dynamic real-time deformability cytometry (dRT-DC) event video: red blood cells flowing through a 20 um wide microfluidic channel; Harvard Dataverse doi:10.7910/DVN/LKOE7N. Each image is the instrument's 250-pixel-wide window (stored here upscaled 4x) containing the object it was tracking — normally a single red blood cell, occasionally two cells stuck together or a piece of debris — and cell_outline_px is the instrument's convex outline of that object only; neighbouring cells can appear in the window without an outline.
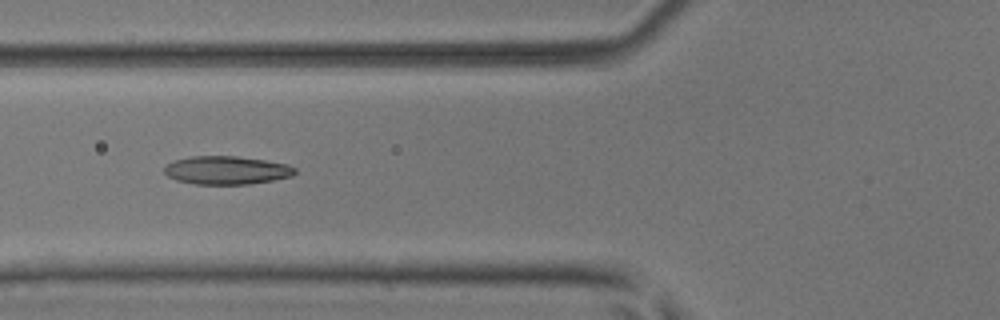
{"species": "common noctule bat (a hibernating species)", "species_latin": "Nyctalus noctula", "temperature_condition": "room temperature", "stored_images_in_passage": 5, "camera_frame_rate_fps": 3000, "um_per_image_px": 0.085, "animal": {"sex": "male", "body_mass_g": 17.9, "forearm_length_mm": 54.2}, "frame": {"image": 1, "passage_image": 5, "time_ms": 1.333, "image_size_px": [1000, 320], "cell_outline_px": [[296, 172], [292, 176], [252, 184], [196, 184], [176, 180], [168, 176], [164, 172], [164, 168], [168, 164], [176, 160], [192, 156], [236, 156], [264, 160], [288, 164], [296, 168]], "centroid_in_image_um": [19.28, 14.47], "position_along_channel_um": 106.5, "area_um2": 21.44}}